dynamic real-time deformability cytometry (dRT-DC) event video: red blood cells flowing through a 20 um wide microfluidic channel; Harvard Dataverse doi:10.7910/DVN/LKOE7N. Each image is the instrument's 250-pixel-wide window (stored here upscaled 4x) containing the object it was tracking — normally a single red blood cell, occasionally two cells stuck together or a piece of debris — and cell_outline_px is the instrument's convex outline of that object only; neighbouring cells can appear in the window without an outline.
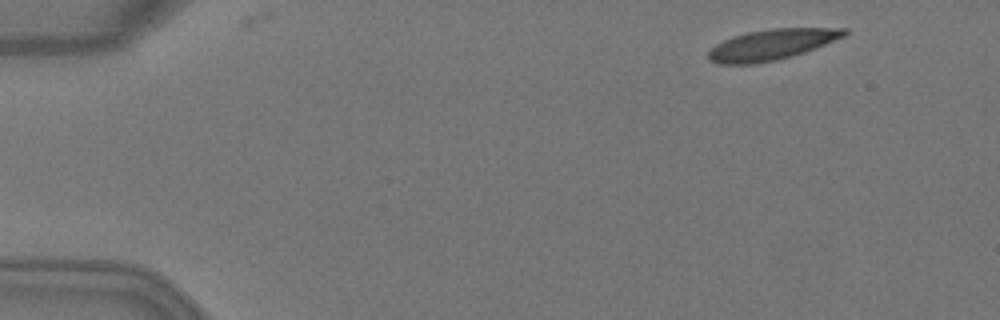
{"species": "Egyptian fruit bat (a non-hibernating species)", "species_latin": "Rousettus aegyptiacus", "temperature_condition": "warm", "stored_images_in_passage": 4, "camera_frame_rate_fps": 3000, "um_per_image_px": 0.085, "animal": {"sex": "female"}, "frame": {"image": 1, "passage_image": 1, "time_ms": 0.0, "image_size_px": [1000, 320], "cell_outline_px": [[848, 32], [844, 36], [816, 48], [792, 56], [776, 60], [756, 64], [716, 64], [708, 60], [708, 52], [716, 44], [732, 36], [748, 32], [772, 28], [848, 28]], "centroid_in_image_um": [65.57, 3.8], "position_along_channel_um": 19.4, "area_um2": 24.33}}
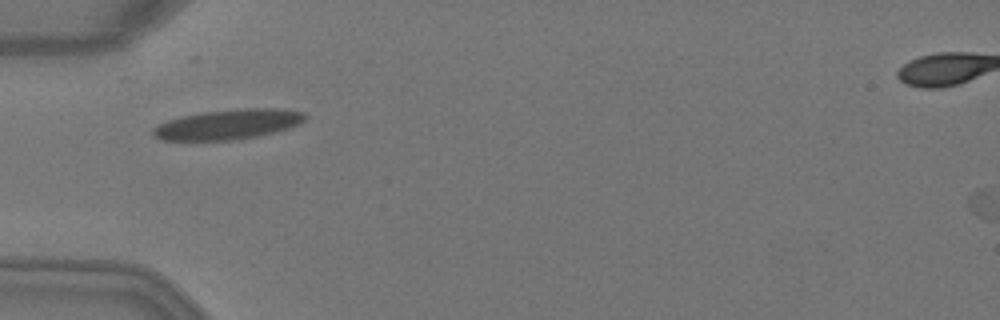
{"frame": {"image": 2, "passage_image": 4, "time_ms": 1.0, "image_size_px": [1000, 320], "cell_outline_px": [[308, 116], [300, 124], [288, 128], [256, 136], [232, 140], [160, 140], [152, 132], [152, 128], [156, 124], [168, 120], [184, 116], [204, 112], [244, 108], [276, 108], [304, 112]], "centroid_in_image_um": [19.39, 10.56], "position_along_channel_um": 65.6, "area_um2": 26.36}}